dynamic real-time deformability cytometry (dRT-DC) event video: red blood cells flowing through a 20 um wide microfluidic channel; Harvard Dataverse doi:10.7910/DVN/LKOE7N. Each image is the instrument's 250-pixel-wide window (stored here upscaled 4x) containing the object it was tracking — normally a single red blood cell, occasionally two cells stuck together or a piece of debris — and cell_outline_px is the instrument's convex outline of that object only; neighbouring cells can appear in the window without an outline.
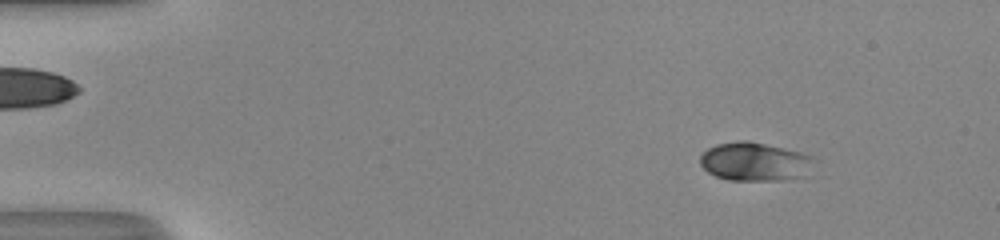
{"species": "human", "species_latin": "Homo sapiens", "temperature_condition": "room temperature", "stored_images_in_passage": 53, "camera_frame_rate_fps": 3000, "um_per_image_px": 0.085, "donor": {"sex": "male"}, "frame": {"image": 1, "passage_image": 8, "time_ms": 2.333, "image_size_px": [1000, 240], "cell_outline_px": [[820, 160], [800, 176], [784, 180], [728, 180], [716, 176], [708, 172], [700, 164], [700, 156], [708, 148], [716, 144], [736, 140], [748, 140], [800, 152], [812, 156]], "centroid_in_image_um": [64.15, 13.73], "position_along_channel_um": 20.8, "area_um2": 25.66}}
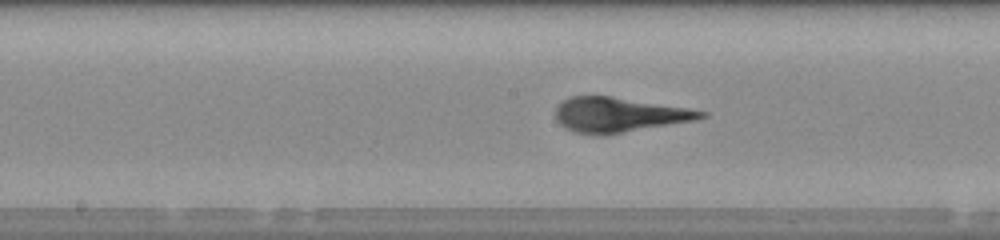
{"frame": {"image": 2, "passage_image": 29, "time_ms": 9.333, "image_size_px": [1000, 240], "cell_outline_px": [[708, 116], [696, 120], [608, 136], [592, 136], [576, 132], [564, 128], [556, 120], [556, 108], [564, 100], [572, 96], [612, 96], [688, 108], [708, 112]], "centroid_in_image_um": [52.62, 9.79], "position_along_channel_um": 195.6, "area_um2": 29.94}}
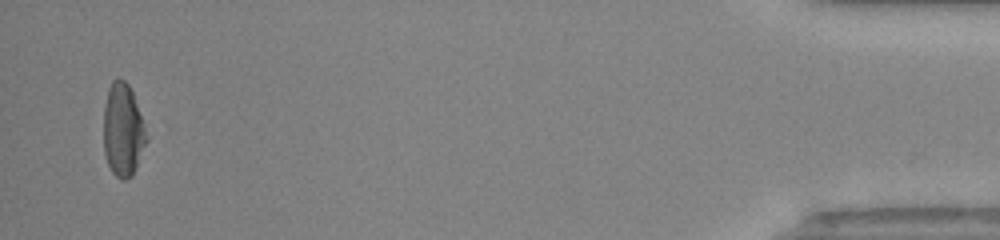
{"frame": {"image": 3, "passage_image": 52, "time_ms": 17.0, "image_size_px": [1000, 240], "cell_outline_px": [[148, 140], [136, 168], [132, 176], [124, 180], [120, 180], [112, 172], [108, 164], [104, 152], [104, 104], [108, 88], [112, 80], [124, 80], [128, 84], [132, 92], [148, 136]], "centroid_in_image_um": [10.45, 11.09], "position_along_channel_um": 424.8, "area_um2": 23.18}}